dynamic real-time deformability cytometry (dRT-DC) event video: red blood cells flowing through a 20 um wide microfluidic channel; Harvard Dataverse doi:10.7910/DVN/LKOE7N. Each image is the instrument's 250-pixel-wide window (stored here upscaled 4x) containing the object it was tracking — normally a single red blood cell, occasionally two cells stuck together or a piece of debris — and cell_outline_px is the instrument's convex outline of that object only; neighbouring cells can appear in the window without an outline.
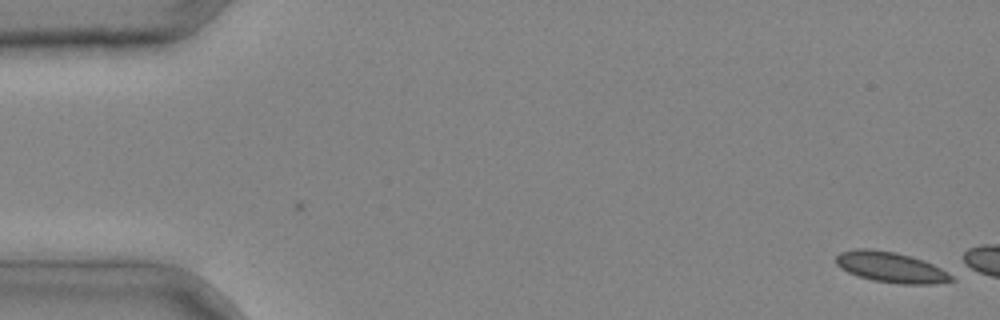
{"species": "common noctule bat (a hibernating species)", "species_latin": "Nyctalus noctula", "temperature_condition": "cold", "stored_images_in_passage": 3, "camera_frame_rate_fps": 3000, "um_per_image_px": 0.085, "animal": {"sex": "male", "body_mass_g": 20.4}, "frame": {"image": 1, "passage_image": 1, "time_ms": 0.0, "image_size_px": [1000, 320], "cell_outline_px": [[956, 280], [932, 284], [900, 284], [872, 280], [856, 276], [840, 268], [836, 264], [836, 256], [840, 252], [856, 248], [868, 248], [896, 252], [956, 272]], "centroid_in_image_um": [75.79, 22.73], "position_along_channel_um": 9.2, "area_um2": 20.98}}